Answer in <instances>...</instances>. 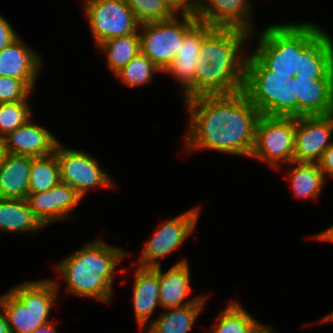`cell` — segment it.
I'll return each instance as SVG.
<instances>
[{
	"instance_id": "1",
	"label": "cell",
	"mask_w": 333,
	"mask_h": 333,
	"mask_svg": "<svg viewBox=\"0 0 333 333\" xmlns=\"http://www.w3.org/2000/svg\"><path fill=\"white\" fill-rule=\"evenodd\" d=\"M189 114L184 153L212 150L250 158L260 113L242 90L233 94L196 96L183 103Z\"/></svg>"
},
{
	"instance_id": "2",
	"label": "cell",
	"mask_w": 333,
	"mask_h": 333,
	"mask_svg": "<svg viewBox=\"0 0 333 333\" xmlns=\"http://www.w3.org/2000/svg\"><path fill=\"white\" fill-rule=\"evenodd\" d=\"M250 36L238 28L215 27L203 39L196 63V96L243 90L249 52L245 43Z\"/></svg>"
},
{
	"instance_id": "3",
	"label": "cell",
	"mask_w": 333,
	"mask_h": 333,
	"mask_svg": "<svg viewBox=\"0 0 333 333\" xmlns=\"http://www.w3.org/2000/svg\"><path fill=\"white\" fill-rule=\"evenodd\" d=\"M129 256L124 248L99 237L58 261L53 267L66 283V294L112 303L117 266Z\"/></svg>"
},
{
	"instance_id": "4",
	"label": "cell",
	"mask_w": 333,
	"mask_h": 333,
	"mask_svg": "<svg viewBox=\"0 0 333 333\" xmlns=\"http://www.w3.org/2000/svg\"><path fill=\"white\" fill-rule=\"evenodd\" d=\"M324 28L310 22H289L270 24L260 33L253 32L250 41L255 38L257 46L251 52L272 74L294 78L302 69L303 49Z\"/></svg>"
},
{
	"instance_id": "5",
	"label": "cell",
	"mask_w": 333,
	"mask_h": 333,
	"mask_svg": "<svg viewBox=\"0 0 333 333\" xmlns=\"http://www.w3.org/2000/svg\"><path fill=\"white\" fill-rule=\"evenodd\" d=\"M59 283L53 279L29 280L0 295L11 333H32L54 320L51 311L58 301Z\"/></svg>"
},
{
	"instance_id": "6",
	"label": "cell",
	"mask_w": 333,
	"mask_h": 333,
	"mask_svg": "<svg viewBox=\"0 0 333 333\" xmlns=\"http://www.w3.org/2000/svg\"><path fill=\"white\" fill-rule=\"evenodd\" d=\"M292 78L272 74L252 53L245 65L243 91L260 114L294 117Z\"/></svg>"
},
{
	"instance_id": "7",
	"label": "cell",
	"mask_w": 333,
	"mask_h": 333,
	"mask_svg": "<svg viewBox=\"0 0 333 333\" xmlns=\"http://www.w3.org/2000/svg\"><path fill=\"white\" fill-rule=\"evenodd\" d=\"M295 133L296 117L260 114L250 158L267 164L272 170L280 171L283 166L294 161Z\"/></svg>"
},
{
	"instance_id": "8",
	"label": "cell",
	"mask_w": 333,
	"mask_h": 333,
	"mask_svg": "<svg viewBox=\"0 0 333 333\" xmlns=\"http://www.w3.org/2000/svg\"><path fill=\"white\" fill-rule=\"evenodd\" d=\"M198 22L194 15L176 14L169 20L141 24V52L164 72L176 58L184 36Z\"/></svg>"
},
{
	"instance_id": "9",
	"label": "cell",
	"mask_w": 333,
	"mask_h": 333,
	"mask_svg": "<svg viewBox=\"0 0 333 333\" xmlns=\"http://www.w3.org/2000/svg\"><path fill=\"white\" fill-rule=\"evenodd\" d=\"M58 142L55 154L60 169L61 182L69 184L84 199L92 188L115 190L117 183L101 166L94 155L84 150L70 149Z\"/></svg>"
},
{
	"instance_id": "10",
	"label": "cell",
	"mask_w": 333,
	"mask_h": 333,
	"mask_svg": "<svg viewBox=\"0 0 333 333\" xmlns=\"http://www.w3.org/2000/svg\"><path fill=\"white\" fill-rule=\"evenodd\" d=\"M202 208L199 204L164 222H160L154 234L145 243L140 258L133 262L139 267L161 266L160 259L178 250L197 227Z\"/></svg>"
},
{
	"instance_id": "11",
	"label": "cell",
	"mask_w": 333,
	"mask_h": 333,
	"mask_svg": "<svg viewBox=\"0 0 333 333\" xmlns=\"http://www.w3.org/2000/svg\"><path fill=\"white\" fill-rule=\"evenodd\" d=\"M82 6L95 47L139 30L140 24L124 0H83Z\"/></svg>"
},
{
	"instance_id": "12",
	"label": "cell",
	"mask_w": 333,
	"mask_h": 333,
	"mask_svg": "<svg viewBox=\"0 0 333 333\" xmlns=\"http://www.w3.org/2000/svg\"><path fill=\"white\" fill-rule=\"evenodd\" d=\"M208 24L198 22L183 38L174 61L163 72L171 75L180 85L182 101L196 97L197 57L203 39L214 29Z\"/></svg>"
},
{
	"instance_id": "13",
	"label": "cell",
	"mask_w": 333,
	"mask_h": 333,
	"mask_svg": "<svg viewBox=\"0 0 333 333\" xmlns=\"http://www.w3.org/2000/svg\"><path fill=\"white\" fill-rule=\"evenodd\" d=\"M332 138L333 113L296 117L294 161L319 163Z\"/></svg>"
},
{
	"instance_id": "14",
	"label": "cell",
	"mask_w": 333,
	"mask_h": 333,
	"mask_svg": "<svg viewBox=\"0 0 333 333\" xmlns=\"http://www.w3.org/2000/svg\"><path fill=\"white\" fill-rule=\"evenodd\" d=\"M26 200L34 216L47 227L60 221L75 219L71 211L78 207L83 198L69 184L60 182L45 192L28 193Z\"/></svg>"
},
{
	"instance_id": "15",
	"label": "cell",
	"mask_w": 333,
	"mask_h": 333,
	"mask_svg": "<svg viewBox=\"0 0 333 333\" xmlns=\"http://www.w3.org/2000/svg\"><path fill=\"white\" fill-rule=\"evenodd\" d=\"M253 7L250 0H199V22L212 27L238 28L252 34Z\"/></svg>"
},
{
	"instance_id": "16",
	"label": "cell",
	"mask_w": 333,
	"mask_h": 333,
	"mask_svg": "<svg viewBox=\"0 0 333 333\" xmlns=\"http://www.w3.org/2000/svg\"><path fill=\"white\" fill-rule=\"evenodd\" d=\"M292 82L294 117L333 113V80H315L297 74Z\"/></svg>"
},
{
	"instance_id": "17",
	"label": "cell",
	"mask_w": 333,
	"mask_h": 333,
	"mask_svg": "<svg viewBox=\"0 0 333 333\" xmlns=\"http://www.w3.org/2000/svg\"><path fill=\"white\" fill-rule=\"evenodd\" d=\"M19 36L14 42L0 50V77L23 80L34 92L43 70V59ZM37 80V81H36Z\"/></svg>"
},
{
	"instance_id": "18",
	"label": "cell",
	"mask_w": 333,
	"mask_h": 333,
	"mask_svg": "<svg viewBox=\"0 0 333 333\" xmlns=\"http://www.w3.org/2000/svg\"><path fill=\"white\" fill-rule=\"evenodd\" d=\"M190 265L186 258L177 261L167 271L159 266V302L162 309L186 306L195 302H207L208 293L189 297L196 292L191 286ZM188 298V299H186Z\"/></svg>"
},
{
	"instance_id": "19",
	"label": "cell",
	"mask_w": 333,
	"mask_h": 333,
	"mask_svg": "<svg viewBox=\"0 0 333 333\" xmlns=\"http://www.w3.org/2000/svg\"><path fill=\"white\" fill-rule=\"evenodd\" d=\"M132 304L136 323L145 329L159 302V266L154 268L139 267L134 264ZM148 324V325H147Z\"/></svg>"
},
{
	"instance_id": "20",
	"label": "cell",
	"mask_w": 333,
	"mask_h": 333,
	"mask_svg": "<svg viewBox=\"0 0 333 333\" xmlns=\"http://www.w3.org/2000/svg\"><path fill=\"white\" fill-rule=\"evenodd\" d=\"M33 119L4 137L7 153L42 157L54 152L60 140L45 127L34 123Z\"/></svg>"
},
{
	"instance_id": "21",
	"label": "cell",
	"mask_w": 333,
	"mask_h": 333,
	"mask_svg": "<svg viewBox=\"0 0 333 333\" xmlns=\"http://www.w3.org/2000/svg\"><path fill=\"white\" fill-rule=\"evenodd\" d=\"M323 29L304 49L301 76L333 80V37Z\"/></svg>"
},
{
	"instance_id": "22",
	"label": "cell",
	"mask_w": 333,
	"mask_h": 333,
	"mask_svg": "<svg viewBox=\"0 0 333 333\" xmlns=\"http://www.w3.org/2000/svg\"><path fill=\"white\" fill-rule=\"evenodd\" d=\"M32 156L7 153L0 167V198L26 199Z\"/></svg>"
},
{
	"instance_id": "23",
	"label": "cell",
	"mask_w": 333,
	"mask_h": 333,
	"mask_svg": "<svg viewBox=\"0 0 333 333\" xmlns=\"http://www.w3.org/2000/svg\"><path fill=\"white\" fill-rule=\"evenodd\" d=\"M45 229L34 216L26 199L0 198V234H36ZM5 232V233H4Z\"/></svg>"
},
{
	"instance_id": "24",
	"label": "cell",
	"mask_w": 333,
	"mask_h": 333,
	"mask_svg": "<svg viewBox=\"0 0 333 333\" xmlns=\"http://www.w3.org/2000/svg\"><path fill=\"white\" fill-rule=\"evenodd\" d=\"M207 302L166 308L150 321L143 333H189Z\"/></svg>"
},
{
	"instance_id": "25",
	"label": "cell",
	"mask_w": 333,
	"mask_h": 333,
	"mask_svg": "<svg viewBox=\"0 0 333 333\" xmlns=\"http://www.w3.org/2000/svg\"><path fill=\"white\" fill-rule=\"evenodd\" d=\"M287 171V180L291 182L294 197L303 200L319 198L327 179L319 163L292 161Z\"/></svg>"
},
{
	"instance_id": "26",
	"label": "cell",
	"mask_w": 333,
	"mask_h": 333,
	"mask_svg": "<svg viewBox=\"0 0 333 333\" xmlns=\"http://www.w3.org/2000/svg\"><path fill=\"white\" fill-rule=\"evenodd\" d=\"M215 318L212 331L207 333H252L260 323L237 300H230Z\"/></svg>"
},
{
	"instance_id": "27",
	"label": "cell",
	"mask_w": 333,
	"mask_h": 333,
	"mask_svg": "<svg viewBox=\"0 0 333 333\" xmlns=\"http://www.w3.org/2000/svg\"><path fill=\"white\" fill-rule=\"evenodd\" d=\"M96 48L106 54L107 66L114 75L141 52L140 35L137 31L129 36L105 40Z\"/></svg>"
},
{
	"instance_id": "28",
	"label": "cell",
	"mask_w": 333,
	"mask_h": 333,
	"mask_svg": "<svg viewBox=\"0 0 333 333\" xmlns=\"http://www.w3.org/2000/svg\"><path fill=\"white\" fill-rule=\"evenodd\" d=\"M60 182V169L55 152L47 156L32 157L29 193L45 192Z\"/></svg>"
},
{
	"instance_id": "29",
	"label": "cell",
	"mask_w": 333,
	"mask_h": 333,
	"mask_svg": "<svg viewBox=\"0 0 333 333\" xmlns=\"http://www.w3.org/2000/svg\"><path fill=\"white\" fill-rule=\"evenodd\" d=\"M163 74L145 54L139 52L126 66L117 71L114 76L128 88L140 87L151 83L154 74Z\"/></svg>"
},
{
	"instance_id": "30",
	"label": "cell",
	"mask_w": 333,
	"mask_h": 333,
	"mask_svg": "<svg viewBox=\"0 0 333 333\" xmlns=\"http://www.w3.org/2000/svg\"><path fill=\"white\" fill-rule=\"evenodd\" d=\"M131 8L137 22L144 23L165 21L173 18L176 13L164 0H124Z\"/></svg>"
},
{
	"instance_id": "31",
	"label": "cell",
	"mask_w": 333,
	"mask_h": 333,
	"mask_svg": "<svg viewBox=\"0 0 333 333\" xmlns=\"http://www.w3.org/2000/svg\"><path fill=\"white\" fill-rule=\"evenodd\" d=\"M29 101L0 103V137H6L33 116Z\"/></svg>"
},
{
	"instance_id": "32",
	"label": "cell",
	"mask_w": 333,
	"mask_h": 333,
	"mask_svg": "<svg viewBox=\"0 0 333 333\" xmlns=\"http://www.w3.org/2000/svg\"><path fill=\"white\" fill-rule=\"evenodd\" d=\"M33 92L23 80L0 77V103L29 101Z\"/></svg>"
},
{
	"instance_id": "33",
	"label": "cell",
	"mask_w": 333,
	"mask_h": 333,
	"mask_svg": "<svg viewBox=\"0 0 333 333\" xmlns=\"http://www.w3.org/2000/svg\"><path fill=\"white\" fill-rule=\"evenodd\" d=\"M167 5L178 14L197 16L199 12V0H164Z\"/></svg>"
},
{
	"instance_id": "34",
	"label": "cell",
	"mask_w": 333,
	"mask_h": 333,
	"mask_svg": "<svg viewBox=\"0 0 333 333\" xmlns=\"http://www.w3.org/2000/svg\"><path fill=\"white\" fill-rule=\"evenodd\" d=\"M19 37L8 20L0 14V50H3Z\"/></svg>"
},
{
	"instance_id": "35",
	"label": "cell",
	"mask_w": 333,
	"mask_h": 333,
	"mask_svg": "<svg viewBox=\"0 0 333 333\" xmlns=\"http://www.w3.org/2000/svg\"><path fill=\"white\" fill-rule=\"evenodd\" d=\"M320 168L325 178H333V142L325 150L320 162Z\"/></svg>"
},
{
	"instance_id": "36",
	"label": "cell",
	"mask_w": 333,
	"mask_h": 333,
	"mask_svg": "<svg viewBox=\"0 0 333 333\" xmlns=\"http://www.w3.org/2000/svg\"><path fill=\"white\" fill-rule=\"evenodd\" d=\"M313 236V237H312ZM311 238H314L318 241L330 242L333 244V225L329 226L327 229L312 235Z\"/></svg>"
},
{
	"instance_id": "37",
	"label": "cell",
	"mask_w": 333,
	"mask_h": 333,
	"mask_svg": "<svg viewBox=\"0 0 333 333\" xmlns=\"http://www.w3.org/2000/svg\"><path fill=\"white\" fill-rule=\"evenodd\" d=\"M0 333H11L7 316L1 306H0Z\"/></svg>"
},
{
	"instance_id": "38",
	"label": "cell",
	"mask_w": 333,
	"mask_h": 333,
	"mask_svg": "<svg viewBox=\"0 0 333 333\" xmlns=\"http://www.w3.org/2000/svg\"><path fill=\"white\" fill-rule=\"evenodd\" d=\"M55 323V324H54ZM56 321L51 322L45 326H42L40 328H37L34 332L32 333H57V327H56Z\"/></svg>"
},
{
	"instance_id": "39",
	"label": "cell",
	"mask_w": 333,
	"mask_h": 333,
	"mask_svg": "<svg viewBox=\"0 0 333 333\" xmlns=\"http://www.w3.org/2000/svg\"><path fill=\"white\" fill-rule=\"evenodd\" d=\"M252 333H280V332L276 331L273 328V326H270V324L264 325L262 324V322H260Z\"/></svg>"
},
{
	"instance_id": "40",
	"label": "cell",
	"mask_w": 333,
	"mask_h": 333,
	"mask_svg": "<svg viewBox=\"0 0 333 333\" xmlns=\"http://www.w3.org/2000/svg\"><path fill=\"white\" fill-rule=\"evenodd\" d=\"M6 155H7V150L5 148L4 138L0 137V167L3 164Z\"/></svg>"
},
{
	"instance_id": "41",
	"label": "cell",
	"mask_w": 333,
	"mask_h": 333,
	"mask_svg": "<svg viewBox=\"0 0 333 333\" xmlns=\"http://www.w3.org/2000/svg\"><path fill=\"white\" fill-rule=\"evenodd\" d=\"M317 324L319 323H331L333 322V310H331L329 313H327L324 317H321L319 321H315Z\"/></svg>"
}]
</instances>
